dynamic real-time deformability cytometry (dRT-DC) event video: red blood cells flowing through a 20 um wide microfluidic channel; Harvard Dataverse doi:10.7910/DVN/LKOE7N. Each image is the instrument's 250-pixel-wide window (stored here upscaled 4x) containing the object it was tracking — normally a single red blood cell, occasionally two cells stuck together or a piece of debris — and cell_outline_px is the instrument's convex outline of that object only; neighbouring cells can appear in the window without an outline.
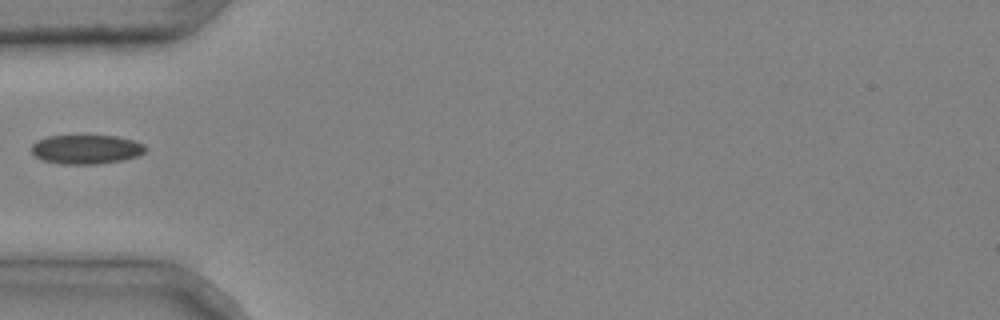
{"species": "common noctule bat (a hibernating species)", "species_latin": "Nyctalus noctula", "temperature_condition": "cold", "stored_images_in_passage": 1, "camera_frame_rate_fps": 3000, "um_per_image_px": 0.085, "animal": {"sex": "male", "body_mass_g": 20.4}, "frame": {"image": 1, "passage_image": 1, "time_ms": 0.0, "image_size_px": [1000, 320], "cell_outline_px": [[148, 148], [144, 152], [136, 156], [124, 160], [96, 164], [60, 164], [44, 160], [36, 156], [32, 152], [32, 144], [36, 140], [48, 136], [116, 136], [132, 140], [144, 144]], "centroid_in_image_um": [7.34, 12.69], "position_along_channel_um": 77.7, "area_um2": 19.31}}